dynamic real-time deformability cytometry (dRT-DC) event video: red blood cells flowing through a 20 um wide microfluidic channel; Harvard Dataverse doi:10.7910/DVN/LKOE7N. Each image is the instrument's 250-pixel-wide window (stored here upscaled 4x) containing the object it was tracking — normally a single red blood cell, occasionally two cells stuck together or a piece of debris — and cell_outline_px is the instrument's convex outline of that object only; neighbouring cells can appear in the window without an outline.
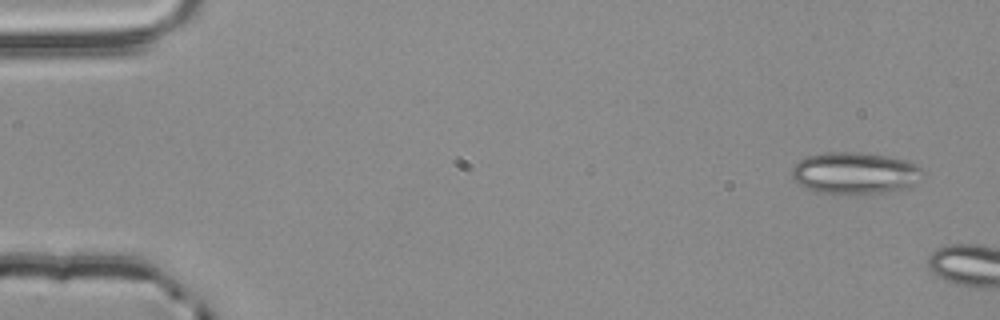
{"species": "common noctule bat (a hibernating species)", "species_latin": "Nyctalus noctula", "temperature_condition": "room temperature", "stored_images_in_passage": 5, "camera_frame_rate_fps": 3000, "um_per_image_px": 0.085, "animal": {"sex": "male", "body_mass_g": 20.4}, "frame": {"image": 1, "passage_image": 1, "time_ms": 0.0, "image_size_px": [1000, 320], "cell_outline_px": [[920, 168], [912, 184], [908, 188], [872, 196], [852, 196], [816, 192], [800, 184], [792, 176], [792, 168], [804, 156], [824, 152], [860, 152], [884, 156], [904, 160], [916, 164]], "centroid_in_image_um": [72.6, 14.75], "position_along_channel_um": 12.4, "area_um2": 32.19}}